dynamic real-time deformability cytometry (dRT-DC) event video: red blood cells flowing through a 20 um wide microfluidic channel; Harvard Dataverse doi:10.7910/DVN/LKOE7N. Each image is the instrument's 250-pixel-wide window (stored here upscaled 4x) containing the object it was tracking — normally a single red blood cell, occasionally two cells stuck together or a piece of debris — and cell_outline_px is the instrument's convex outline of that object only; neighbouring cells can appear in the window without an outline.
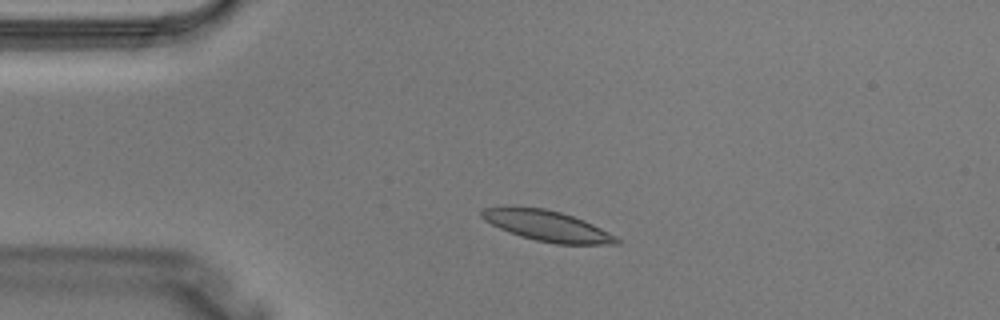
{"species": "Egyptian fruit bat (a non-hibernating species)", "species_latin": "Rousettus aegyptiacus", "temperature_condition": "warm", "stored_images_in_passage": 4, "camera_frame_rate_fps": 3000, "um_per_image_px": 0.085, "animal": {"sex": "male"}, "frame": {"image": 1, "passage_image": 3, "time_ms": 0.667, "image_size_px": [1000, 320], "cell_outline_px": [[620, 244], [556, 244], [536, 240], [520, 236], [508, 232], [484, 220], [480, 216], [480, 212], [484, 208], [544, 208], [560, 212], [584, 220], [616, 236], [620, 240]], "centroid_in_image_um": [46.54, 19.22], "position_along_channel_um": 38.5, "area_um2": 23.52}}